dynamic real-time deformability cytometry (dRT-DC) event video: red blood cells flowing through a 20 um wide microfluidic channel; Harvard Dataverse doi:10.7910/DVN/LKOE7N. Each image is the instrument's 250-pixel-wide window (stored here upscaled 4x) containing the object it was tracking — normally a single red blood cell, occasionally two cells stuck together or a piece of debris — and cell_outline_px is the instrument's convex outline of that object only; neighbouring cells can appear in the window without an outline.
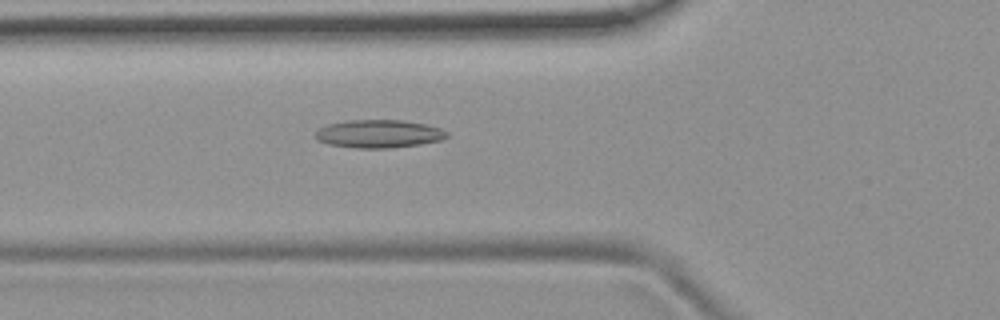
{"species": "common noctule bat (a hibernating species)", "species_latin": "Nyctalus noctula", "temperature_condition": "room temperature", "stored_images_in_passage": 51, "camera_frame_rate_fps": 3000, "um_per_image_px": 0.085, "animal": {"sex": "female", "body_mass_g": 19.9}, "frame": {"image": 1, "passage_image": 17, "time_ms": 5.333, "image_size_px": [1000, 320], "cell_outline_px": [[448, 136], [440, 140], [420, 144], [392, 148], [356, 148], [328, 144], [316, 140], [316, 132], [320, 128], [328, 124], [344, 120], [400, 120], [424, 124], [440, 128], [448, 132]], "centroid_in_image_um": [32.18, 11.37], "position_along_channel_um": 93.6, "area_um2": 21.44}}
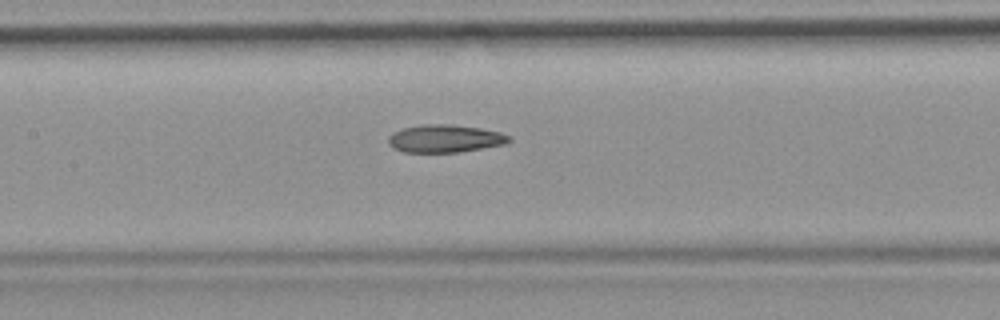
{"frame": {"image": 2, "passage_image": 23, "time_ms": 7.333, "image_size_px": [1000, 320], "cell_outline_px": [[512, 140], [504, 144], [456, 152], [404, 152], [392, 148], [388, 144], [388, 136], [392, 132], [404, 128], [420, 124], [452, 124], [480, 128], [500, 132], [508, 136]], "centroid_in_image_um": [37.76, 11.77], "position_along_channel_um": 169.6, "area_um2": 19.48}}
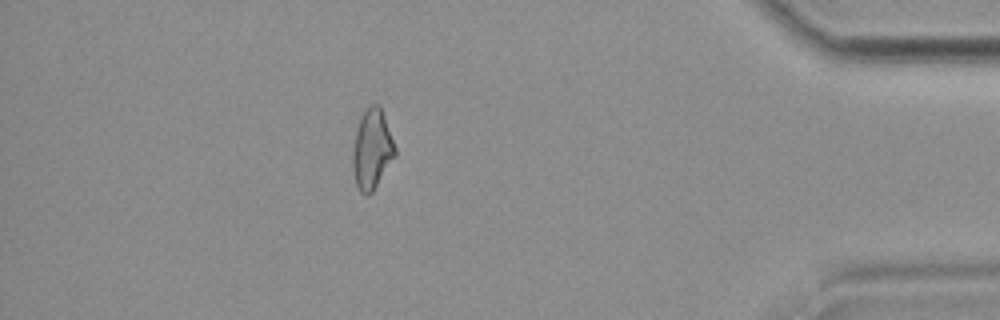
{"frame": {"image": 3, "passage_image": 45, "time_ms": 14.667, "image_size_px": [1000, 320], "cell_outline_px": [[396, 156], [372, 192], [368, 196], [360, 192], [356, 184], [352, 168], [352, 152], [356, 128], [360, 116], [372, 104], [380, 104], [396, 148]], "centroid_in_image_um": [31.61, 12.69], "position_along_channel_um": 403.6, "area_um2": 19.83}, "authors_computed_cell_mechanics": {"area_um2": 19.8832, "velocity_mm_per_s": 3.7789, "shape_relaxation_time_tau1_ms": null, "shape_relaxation_time_tau2_ms": 4.5069, "deformation_change_tau1": null, "deformation_change_tau2": 0.1276}}